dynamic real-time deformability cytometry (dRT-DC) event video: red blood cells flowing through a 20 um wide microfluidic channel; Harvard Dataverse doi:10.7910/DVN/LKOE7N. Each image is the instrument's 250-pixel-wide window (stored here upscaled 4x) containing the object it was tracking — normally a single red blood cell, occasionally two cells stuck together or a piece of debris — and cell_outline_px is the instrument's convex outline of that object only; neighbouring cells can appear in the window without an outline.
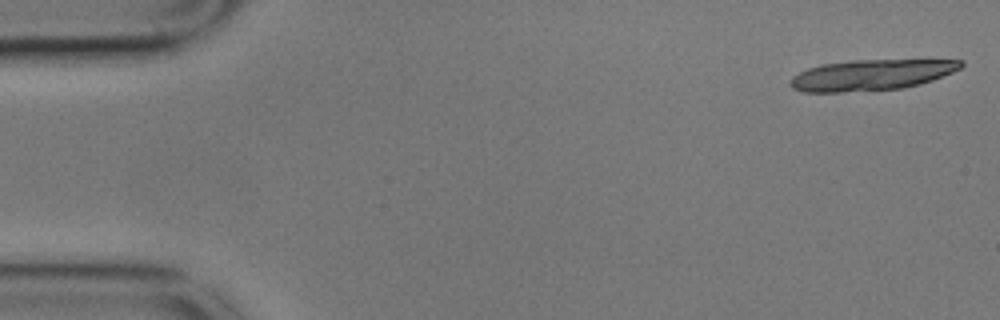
{"species": "common noctule bat (a hibernating species)", "species_latin": "Nyctalus noctula", "temperature_condition": "cold", "stored_images_in_passage": 17, "camera_frame_rate_fps": 3000, "um_per_image_px": 0.085, "animal": {"sex": "male", "body_mass_g": 17.9}, "frame": {"image": 1, "passage_image": 1, "time_ms": 0.0, "image_size_px": [1000, 320], "cell_outline_px": [[964, 64], [960, 68], [952, 72], [932, 80], [920, 84], [904, 88], [840, 92], [800, 92], [792, 88], [788, 84], [792, 76], [808, 68], [820, 64], [856, 60], [964, 60]], "centroid_in_image_um": [74.01, 6.37], "position_along_channel_um": 11.0, "area_um2": 30.58}}